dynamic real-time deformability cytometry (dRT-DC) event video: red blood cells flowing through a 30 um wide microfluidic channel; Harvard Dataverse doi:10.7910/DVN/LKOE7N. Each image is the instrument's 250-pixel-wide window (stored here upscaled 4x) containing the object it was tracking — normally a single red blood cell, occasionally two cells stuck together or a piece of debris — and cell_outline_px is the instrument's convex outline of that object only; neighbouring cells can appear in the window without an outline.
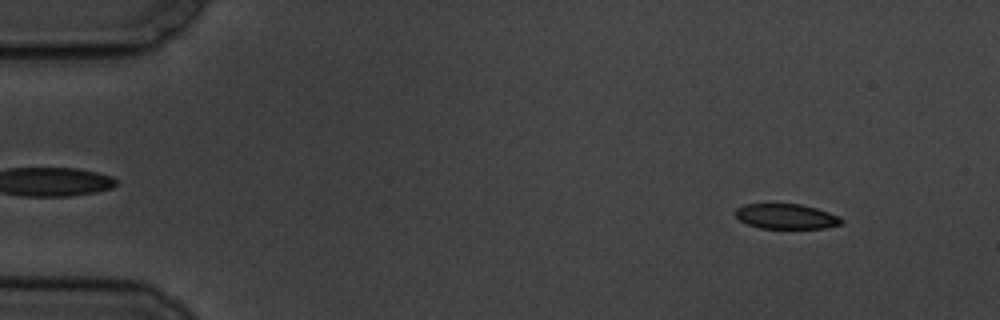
{"species": "common noctule bat (a hibernating species)", "species_latin": "Nyctalus noctula", "temperature_condition": "cold", "stored_images_in_passage": 8, "camera_frame_rate_fps": 3000, "um_per_image_px": 0.085, "animal": {"sex": "male", "body_mass_g": 19.5, "forearm_length_mm": 54.6}, "frame": {"image": 1, "passage_image": 1, "time_ms": 0.0, "image_size_px": [1000, 320], "cell_outline_px": [[844, 220], [840, 224], [824, 228], [760, 228], [748, 224], [740, 220], [732, 212], [736, 208], [744, 204], [800, 204], [816, 208], [840, 216]], "centroid_in_image_um": [66.8, 18.39], "position_along_channel_um": 18.2, "area_um2": 15.49}}
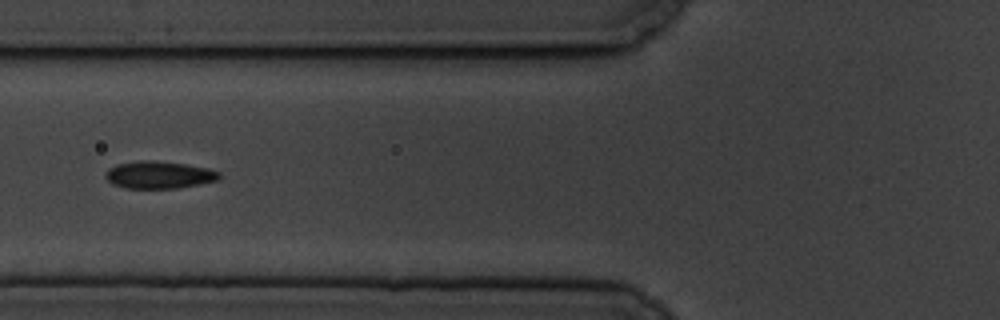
{"frame": {"image": 2, "passage_image": 6, "time_ms": 5.667, "image_size_px": [1000, 320], "cell_outline_px": [[220, 176], [216, 180], [200, 184], [176, 188], [124, 188], [112, 184], [104, 176], [108, 168], [116, 164], [140, 160], [156, 160], [184, 164], [208, 168], [220, 172]], "centroid_in_image_um": [13.47, 14.85], "position_along_channel_um": 112.3, "area_um2": 18.15}}
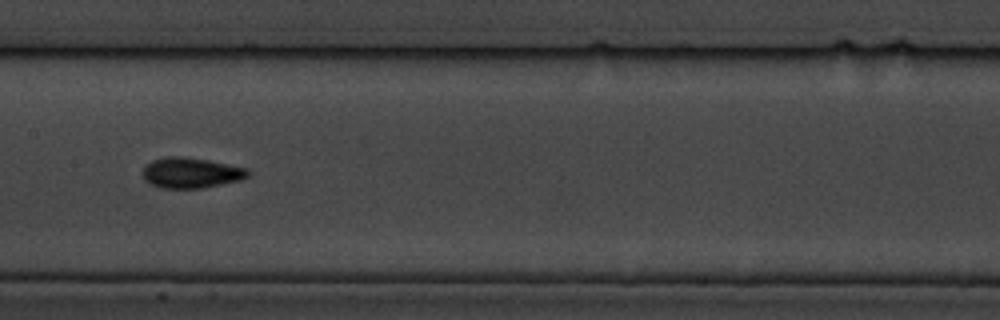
{"frame": {"image": 3, "passage_image": 8, "time_ms": 8.0, "image_size_px": [1000, 320], "cell_outline_px": [[248, 176], [240, 180], [200, 188], [160, 188], [144, 180], [144, 168], [152, 160], [168, 156], [184, 156], [208, 160], [248, 168]], "centroid_in_image_um": [16.23, 14.68], "position_along_channel_um": 191.2, "area_um2": 18.5}}